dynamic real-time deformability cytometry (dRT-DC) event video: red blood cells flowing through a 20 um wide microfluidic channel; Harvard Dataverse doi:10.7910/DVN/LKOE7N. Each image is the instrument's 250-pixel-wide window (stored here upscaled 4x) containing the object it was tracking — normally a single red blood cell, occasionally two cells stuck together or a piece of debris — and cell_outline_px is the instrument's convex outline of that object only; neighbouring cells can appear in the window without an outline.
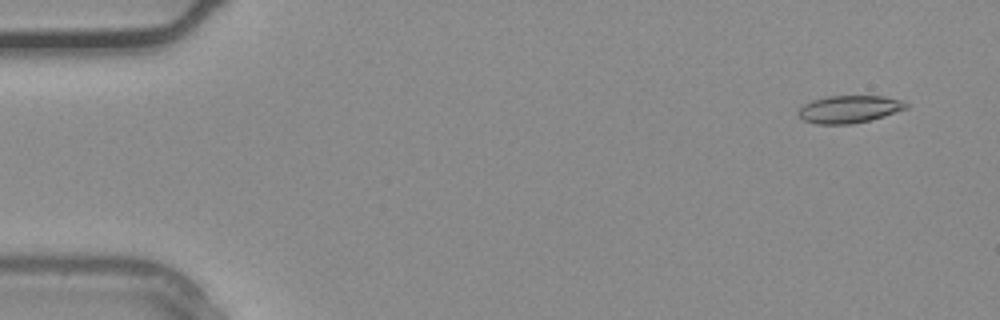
{"species": "common noctule bat (a hibernating species)", "species_latin": "Nyctalus noctula", "temperature_condition": "warm", "stored_images_in_passage": 23, "camera_frame_rate_fps": 3000, "um_per_image_px": 0.085, "animal": {"sex": "male", "body_mass_g": 20.4}, "frame": {"image": 1, "passage_image": 3, "time_ms": 0.667, "image_size_px": [1000, 320], "cell_outline_px": [[908, 108], [884, 116], [852, 124], [816, 124], [804, 120], [796, 112], [804, 104], [812, 100], [828, 96], [884, 96], [900, 100], [908, 104]], "centroid_in_image_um": [72.17, 9.28], "position_along_channel_um": 12.8, "area_um2": 17.17}}
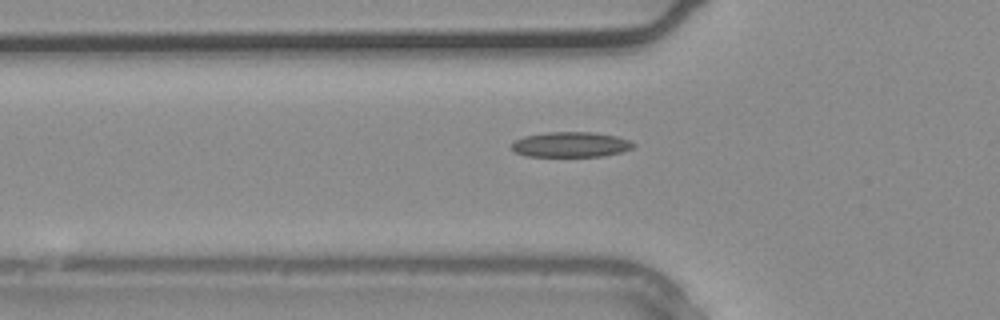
{"frame": {"image": 2, "passage_image": 13, "time_ms": 4.0, "image_size_px": [1000, 320], "cell_outline_px": [[636, 144], [632, 148], [620, 152], [604, 156], [528, 156], [516, 152], [512, 148], [512, 144], [516, 140], [524, 136], [548, 132], [592, 132], [616, 136], [632, 140]], "centroid_in_image_um": [48.56, 12.28], "position_along_channel_um": 77.2, "area_um2": 17.8}}
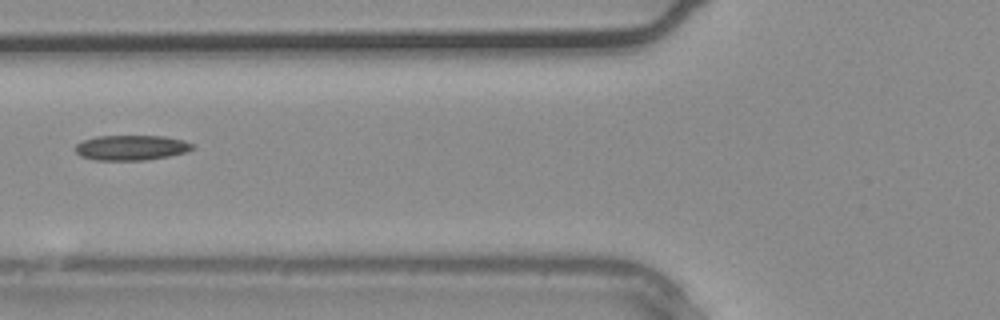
{"frame": {"image": 3, "passage_image": 15, "time_ms": 4.667, "image_size_px": [1000, 320], "cell_outline_px": [[196, 148], [188, 152], [148, 160], [96, 160], [80, 156], [76, 152], [76, 144], [84, 140], [96, 136], [164, 136], [184, 140], [196, 144]], "centroid_in_image_um": [11.23, 12.55], "position_along_channel_um": 114.6, "area_um2": 17.34}}